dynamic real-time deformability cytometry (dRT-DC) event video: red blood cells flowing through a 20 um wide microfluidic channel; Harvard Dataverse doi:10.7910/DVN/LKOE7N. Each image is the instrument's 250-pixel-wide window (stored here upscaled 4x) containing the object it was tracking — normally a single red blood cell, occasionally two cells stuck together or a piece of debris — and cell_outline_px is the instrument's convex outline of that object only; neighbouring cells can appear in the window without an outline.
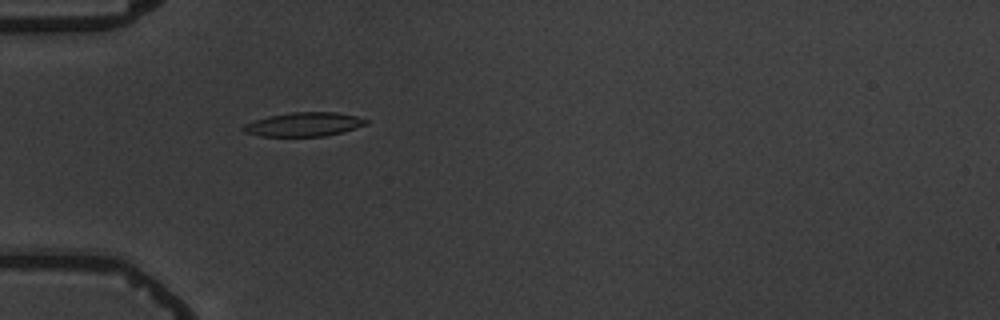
{"species": "common noctule bat (a hibernating species)", "species_latin": "Nyctalus noctula", "temperature_condition": "warm", "stored_images_in_passage": 2, "camera_frame_rate_fps": 3000, "um_per_image_px": 0.085, "animal": {"sex": "male", "body_mass_g": 19.5, "forearm_length_mm": 54.6}, "frame": {"image": 1, "passage_image": 2, "time_ms": 1.333, "image_size_px": [1000, 320], "cell_outline_px": [[368, 124], [356, 128], [324, 136], [260, 136], [244, 132], [240, 128], [244, 124], [268, 116], [292, 112], [336, 112], [356, 116], [368, 120]], "centroid_in_image_um": [25.82, 10.57], "position_along_channel_um": 59.2, "area_um2": 17.05}}